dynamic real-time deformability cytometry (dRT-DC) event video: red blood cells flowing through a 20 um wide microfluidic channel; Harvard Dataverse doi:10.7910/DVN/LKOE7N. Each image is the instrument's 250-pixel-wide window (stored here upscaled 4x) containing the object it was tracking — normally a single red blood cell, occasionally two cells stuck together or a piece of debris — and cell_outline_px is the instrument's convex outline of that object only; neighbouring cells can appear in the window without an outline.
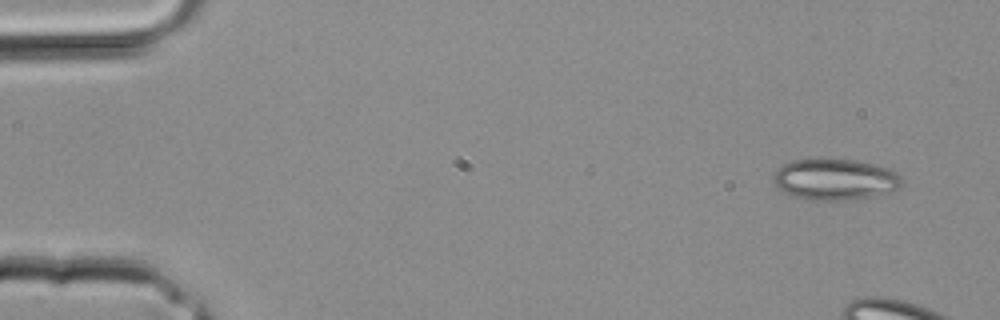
{"species": "common noctule bat (a hibernating species)", "species_latin": "Nyctalus noctula", "temperature_condition": "room temperature", "stored_images_in_passage": 4, "camera_frame_rate_fps": 3000, "um_per_image_px": 0.085, "animal": {"sex": "male", "body_mass_g": 20.4}, "frame": {"image": 1, "passage_image": 1, "time_ms": 0.0, "image_size_px": [1000, 320], "cell_outline_px": [[904, 184], [900, 188], [892, 192], [872, 196], [844, 200], [812, 200], [796, 196], [784, 192], [776, 188], [772, 176], [784, 164], [792, 160], [824, 156], [856, 160], [888, 168], [896, 172], [904, 180]], "centroid_in_image_um": [71.0, 15.21], "position_along_channel_um": 14.0, "area_um2": 31.56}}